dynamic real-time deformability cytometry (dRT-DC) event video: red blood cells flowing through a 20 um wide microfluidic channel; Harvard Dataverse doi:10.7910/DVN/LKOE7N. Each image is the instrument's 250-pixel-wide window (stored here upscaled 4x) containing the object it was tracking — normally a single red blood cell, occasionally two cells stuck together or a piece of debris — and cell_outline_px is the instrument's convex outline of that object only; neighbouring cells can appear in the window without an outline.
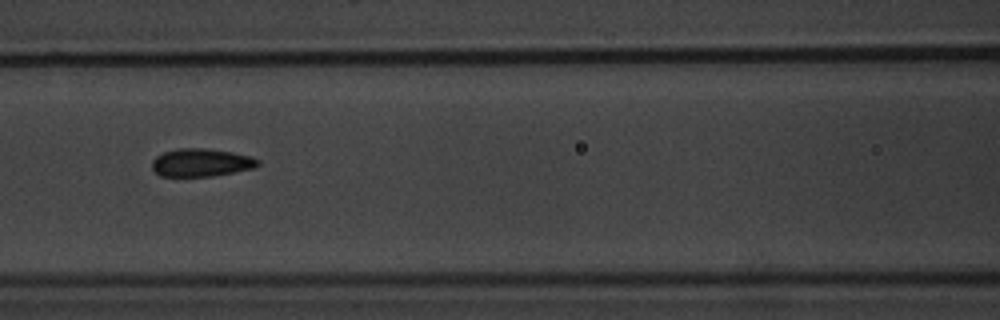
{"species": "common noctule bat (a hibernating species)", "species_latin": "Nyctalus noctula", "temperature_condition": "warm", "stored_images_in_passage": 10, "camera_frame_rate_fps": 3000, "um_per_image_px": 0.085, "animal": {"sex": "male", "body_mass_g": 20.1, "forearm_length_mm": 53.5}, "frame": {"image": 1, "passage_image": 9, "time_ms": 9.333, "image_size_px": [1000, 320], "cell_outline_px": [[260, 164], [256, 168], [212, 176], [160, 176], [152, 168], [152, 160], [156, 156], [164, 152], [176, 148], [204, 148], [232, 152], [252, 156], [260, 160]], "centroid_in_image_um": [17.13, 13.81], "position_along_channel_um": 149.5, "area_um2": 17.4}}